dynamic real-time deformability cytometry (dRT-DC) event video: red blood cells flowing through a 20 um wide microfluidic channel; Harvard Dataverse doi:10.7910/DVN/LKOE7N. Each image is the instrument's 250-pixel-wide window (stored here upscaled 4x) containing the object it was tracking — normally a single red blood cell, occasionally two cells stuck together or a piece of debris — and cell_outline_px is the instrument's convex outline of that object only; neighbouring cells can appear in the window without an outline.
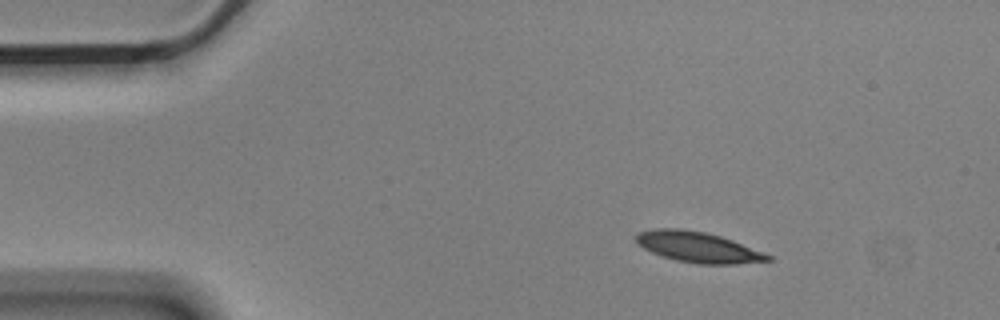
{"species": "Egyptian fruit bat (a non-hibernating species)", "species_latin": "Rousettus aegyptiacus", "temperature_condition": "cold", "stored_images_in_passage": 3, "camera_frame_rate_fps": 3000, "um_per_image_px": 0.085, "animal": {"sex": "male"}, "frame": {"image": 1, "passage_image": 1, "time_ms": 0.0, "image_size_px": [1000, 320], "cell_outline_px": [[772, 260], [736, 264], [700, 264], [676, 260], [652, 252], [644, 248], [636, 240], [636, 236], [640, 232], [652, 228], [680, 228], [704, 232], [720, 236], [732, 240], [764, 252], [772, 256]], "centroid_in_image_um": [59.36, 21.0], "position_along_channel_um": 25.6, "area_um2": 23.24}}